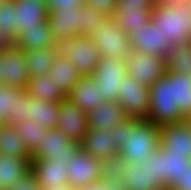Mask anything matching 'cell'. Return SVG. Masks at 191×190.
<instances>
[{
    "instance_id": "cell-1",
    "label": "cell",
    "mask_w": 191,
    "mask_h": 190,
    "mask_svg": "<svg viewBox=\"0 0 191 190\" xmlns=\"http://www.w3.org/2000/svg\"><path fill=\"white\" fill-rule=\"evenodd\" d=\"M191 119V75L165 71L150 86L148 120L158 126Z\"/></svg>"
},
{
    "instance_id": "cell-2",
    "label": "cell",
    "mask_w": 191,
    "mask_h": 190,
    "mask_svg": "<svg viewBox=\"0 0 191 190\" xmlns=\"http://www.w3.org/2000/svg\"><path fill=\"white\" fill-rule=\"evenodd\" d=\"M110 132L119 153L127 161L141 164L160 146V126L147 119L128 118Z\"/></svg>"
},
{
    "instance_id": "cell-3",
    "label": "cell",
    "mask_w": 191,
    "mask_h": 190,
    "mask_svg": "<svg viewBox=\"0 0 191 190\" xmlns=\"http://www.w3.org/2000/svg\"><path fill=\"white\" fill-rule=\"evenodd\" d=\"M151 20L172 45L191 43V0L156 2Z\"/></svg>"
},
{
    "instance_id": "cell-4",
    "label": "cell",
    "mask_w": 191,
    "mask_h": 190,
    "mask_svg": "<svg viewBox=\"0 0 191 190\" xmlns=\"http://www.w3.org/2000/svg\"><path fill=\"white\" fill-rule=\"evenodd\" d=\"M59 53L75 64L83 75H92L101 56L94 40L87 35H76L58 43Z\"/></svg>"
},
{
    "instance_id": "cell-5",
    "label": "cell",
    "mask_w": 191,
    "mask_h": 190,
    "mask_svg": "<svg viewBox=\"0 0 191 190\" xmlns=\"http://www.w3.org/2000/svg\"><path fill=\"white\" fill-rule=\"evenodd\" d=\"M147 160H151L152 180L157 189L170 187L191 162L183 154L165 152L160 146Z\"/></svg>"
},
{
    "instance_id": "cell-6",
    "label": "cell",
    "mask_w": 191,
    "mask_h": 190,
    "mask_svg": "<svg viewBox=\"0 0 191 190\" xmlns=\"http://www.w3.org/2000/svg\"><path fill=\"white\" fill-rule=\"evenodd\" d=\"M118 92L117 101L128 118L148 120L150 87L126 74L121 80Z\"/></svg>"
},
{
    "instance_id": "cell-7",
    "label": "cell",
    "mask_w": 191,
    "mask_h": 190,
    "mask_svg": "<svg viewBox=\"0 0 191 190\" xmlns=\"http://www.w3.org/2000/svg\"><path fill=\"white\" fill-rule=\"evenodd\" d=\"M88 36L94 40L101 57L125 60L131 51L130 36L122 31L113 18L102 31L90 33Z\"/></svg>"
},
{
    "instance_id": "cell-8",
    "label": "cell",
    "mask_w": 191,
    "mask_h": 190,
    "mask_svg": "<svg viewBox=\"0 0 191 190\" xmlns=\"http://www.w3.org/2000/svg\"><path fill=\"white\" fill-rule=\"evenodd\" d=\"M165 60L164 57H158L151 53L143 54L131 49L128 57L125 59L126 70L128 74L142 85L150 87L164 75L166 71Z\"/></svg>"
},
{
    "instance_id": "cell-9",
    "label": "cell",
    "mask_w": 191,
    "mask_h": 190,
    "mask_svg": "<svg viewBox=\"0 0 191 190\" xmlns=\"http://www.w3.org/2000/svg\"><path fill=\"white\" fill-rule=\"evenodd\" d=\"M126 74L125 60L101 57L92 76L99 85L104 101H117L121 80Z\"/></svg>"
},
{
    "instance_id": "cell-10",
    "label": "cell",
    "mask_w": 191,
    "mask_h": 190,
    "mask_svg": "<svg viewBox=\"0 0 191 190\" xmlns=\"http://www.w3.org/2000/svg\"><path fill=\"white\" fill-rule=\"evenodd\" d=\"M68 184L73 189L101 180L100 162L79 147L67 163Z\"/></svg>"
},
{
    "instance_id": "cell-11",
    "label": "cell",
    "mask_w": 191,
    "mask_h": 190,
    "mask_svg": "<svg viewBox=\"0 0 191 190\" xmlns=\"http://www.w3.org/2000/svg\"><path fill=\"white\" fill-rule=\"evenodd\" d=\"M129 36L131 49L143 54L151 53L166 59L172 49V44L166 41L159 26H156L152 20L144 23L139 29H134Z\"/></svg>"
},
{
    "instance_id": "cell-12",
    "label": "cell",
    "mask_w": 191,
    "mask_h": 190,
    "mask_svg": "<svg viewBox=\"0 0 191 190\" xmlns=\"http://www.w3.org/2000/svg\"><path fill=\"white\" fill-rule=\"evenodd\" d=\"M28 93L17 87L0 84V124L17 125L26 121Z\"/></svg>"
},
{
    "instance_id": "cell-13",
    "label": "cell",
    "mask_w": 191,
    "mask_h": 190,
    "mask_svg": "<svg viewBox=\"0 0 191 190\" xmlns=\"http://www.w3.org/2000/svg\"><path fill=\"white\" fill-rule=\"evenodd\" d=\"M80 147V142L73 141L57 128H49L41 140L38 150L32 158L58 159L68 161Z\"/></svg>"
},
{
    "instance_id": "cell-14",
    "label": "cell",
    "mask_w": 191,
    "mask_h": 190,
    "mask_svg": "<svg viewBox=\"0 0 191 190\" xmlns=\"http://www.w3.org/2000/svg\"><path fill=\"white\" fill-rule=\"evenodd\" d=\"M1 57L2 84L25 90L30 79L26 68L25 52L12 44L10 47L1 50Z\"/></svg>"
},
{
    "instance_id": "cell-15",
    "label": "cell",
    "mask_w": 191,
    "mask_h": 190,
    "mask_svg": "<svg viewBox=\"0 0 191 190\" xmlns=\"http://www.w3.org/2000/svg\"><path fill=\"white\" fill-rule=\"evenodd\" d=\"M57 129L70 139L81 142L89 129L87 114L67 96L60 100Z\"/></svg>"
},
{
    "instance_id": "cell-16",
    "label": "cell",
    "mask_w": 191,
    "mask_h": 190,
    "mask_svg": "<svg viewBox=\"0 0 191 190\" xmlns=\"http://www.w3.org/2000/svg\"><path fill=\"white\" fill-rule=\"evenodd\" d=\"M160 147L191 160V119L160 126Z\"/></svg>"
},
{
    "instance_id": "cell-17",
    "label": "cell",
    "mask_w": 191,
    "mask_h": 190,
    "mask_svg": "<svg viewBox=\"0 0 191 190\" xmlns=\"http://www.w3.org/2000/svg\"><path fill=\"white\" fill-rule=\"evenodd\" d=\"M48 10V26L57 43L81 35V8Z\"/></svg>"
},
{
    "instance_id": "cell-18",
    "label": "cell",
    "mask_w": 191,
    "mask_h": 190,
    "mask_svg": "<svg viewBox=\"0 0 191 190\" xmlns=\"http://www.w3.org/2000/svg\"><path fill=\"white\" fill-rule=\"evenodd\" d=\"M68 161L58 159L32 158V171L41 189L55 188L68 184Z\"/></svg>"
},
{
    "instance_id": "cell-19",
    "label": "cell",
    "mask_w": 191,
    "mask_h": 190,
    "mask_svg": "<svg viewBox=\"0 0 191 190\" xmlns=\"http://www.w3.org/2000/svg\"><path fill=\"white\" fill-rule=\"evenodd\" d=\"M14 4L16 35L24 28L37 27L42 21L48 20L46 2H37L36 0H14Z\"/></svg>"
},
{
    "instance_id": "cell-20",
    "label": "cell",
    "mask_w": 191,
    "mask_h": 190,
    "mask_svg": "<svg viewBox=\"0 0 191 190\" xmlns=\"http://www.w3.org/2000/svg\"><path fill=\"white\" fill-rule=\"evenodd\" d=\"M99 85L92 75L82 76L73 86L68 97L86 114L100 106L104 100Z\"/></svg>"
},
{
    "instance_id": "cell-21",
    "label": "cell",
    "mask_w": 191,
    "mask_h": 190,
    "mask_svg": "<svg viewBox=\"0 0 191 190\" xmlns=\"http://www.w3.org/2000/svg\"><path fill=\"white\" fill-rule=\"evenodd\" d=\"M89 128L111 130L115 125L122 124L128 119L123 107L118 101H104L87 114Z\"/></svg>"
},
{
    "instance_id": "cell-22",
    "label": "cell",
    "mask_w": 191,
    "mask_h": 190,
    "mask_svg": "<svg viewBox=\"0 0 191 190\" xmlns=\"http://www.w3.org/2000/svg\"><path fill=\"white\" fill-rule=\"evenodd\" d=\"M80 147L95 159L101 160L119 153L113 134L107 129H88Z\"/></svg>"
},
{
    "instance_id": "cell-23",
    "label": "cell",
    "mask_w": 191,
    "mask_h": 190,
    "mask_svg": "<svg viewBox=\"0 0 191 190\" xmlns=\"http://www.w3.org/2000/svg\"><path fill=\"white\" fill-rule=\"evenodd\" d=\"M13 44L23 51L27 49H46L58 46L48 26V20L42 21L37 27L24 28Z\"/></svg>"
},
{
    "instance_id": "cell-24",
    "label": "cell",
    "mask_w": 191,
    "mask_h": 190,
    "mask_svg": "<svg viewBox=\"0 0 191 190\" xmlns=\"http://www.w3.org/2000/svg\"><path fill=\"white\" fill-rule=\"evenodd\" d=\"M126 190H156L152 180L151 160L145 159L141 164L127 161L125 171L121 177Z\"/></svg>"
},
{
    "instance_id": "cell-25",
    "label": "cell",
    "mask_w": 191,
    "mask_h": 190,
    "mask_svg": "<svg viewBox=\"0 0 191 190\" xmlns=\"http://www.w3.org/2000/svg\"><path fill=\"white\" fill-rule=\"evenodd\" d=\"M48 76L53 79L61 91L68 96L73 86L83 75L79 72L75 64L58 53L52 68L49 70Z\"/></svg>"
},
{
    "instance_id": "cell-26",
    "label": "cell",
    "mask_w": 191,
    "mask_h": 190,
    "mask_svg": "<svg viewBox=\"0 0 191 190\" xmlns=\"http://www.w3.org/2000/svg\"><path fill=\"white\" fill-rule=\"evenodd\" d=\"M32 169V157L16 158L0 153V189L7 190Z\"/></svg>"
},
{
    "instance_id": "cell-27",
    "label": "cell",
    "mask_w": 191,
    "mask_h": 190,
    "mask_svg": "<svg viewBox=\"0 0 191 190\" xmlns=\"http://www.w3.org/2000/svg\"><path fill=\"white\" fill-rule=\"evenodd\" d=\"M25 91L32 98L48 102H59L67 97L48 74L30 76Z\"/></svg>"
},
{
    "instance_id": "cell-28",
    "label": "cell",
    "mask_w": 191,
    "mask_h": 190,
    "mask_svg": "<svg viewBox=\"0 0 191 190\" xmlns=\"http://www.w3.org/2000/svg\"><path fill=\"white\" fill-rule=\"evenodd\" d=\"M0 153L16 158L32 157L16 126L7 123L0 124Z\"/></svg>"
},
{
    "instance_id": "cell-29",
    "label": "cell",
    "mask_w": 191,
    "mask_h": 190,
    "mask_svg": "<svg viewBox=\"0 0 191 190\" xmlns=\"http://www.w3.org/2000/svg\"><path fill=\"white\" fill-rule=\"evenodd\" d=\"M59 102H48L28 96V119L37 120L42 126L49 128L57 127Z\"/></svg>"
},
{
    "instance_id": "cell-30",
    "label": "cell",
    "mask_w": 191,
    "mask_h": 190,
    "mask_svg": "<svg viewBox=\"0 0 191 190\" xmlns=\"http://www.w3.org/2000/svg\"><path fill=\"white\" fill-rule=\"evenodd\" d=\"M25 52L26 68L29 75L48 74L53 62L59 53V47L46 49H27Z\"/></svg>"
},
{
    "instance_id": "cell-31",
    "label": "cell",
    "mask_w": 191,
    "mask_h": 190,
    "mask_svg": "<svg viewBox=\"0 0 191 190\" xmlns=\"http://www.w3.org/2000/svg\"><path fill=\"white\" fill-rule=\"evenodd\" d=\"M152 10L143 8H126L125 10H115L112 18L117 25L130 35L134 29H139L142 25L151 20Z\"/></svg>"
},
{
    "instance_id": "cell-32",
    "label": "cell",
    "mask_w": 191,
    "mask_h": 190,
    "mask_svg": "<svg viewBox=\"0 0 191 190\" xmlns=\"http://www.w3.org/2000/svg\"><path fill=\"white\" fill-rule=\"evenodd\" d=\"M165 63L166 71L191 75V43L173 44Z\"/></svg>"
},
{
    "instance_id": "cell-33",
    "label": "cell",
    "mask_w": 191,
    "mask_h": 190,
    "mask_svg": "<svg viewBox=\"0 0 191 190\" xmlns=\"http://www.w3.org/2000/svg\"><path fill=\"white\" fill-rule=\"evenodd\" d=\"M46 130V127L42 126L40 122L37 123V120L34 119H27L16 125L17 133L23 138L32 155L38 150Z\"/></svg>"
},
{
    "instance_id": "cell-34",
    "label": "cell",
    "mask_w": 191,
    "mask_h": 190,
    "mask_svg": "<svg viewBox=\"0 0 191 190\" xmlns=\"http://www.w3.org/2000/svg\"><path fill=\"white\" fill-rule=\"evenodd\" d=\"M111 18L84 4L81 8V35L99 33Z\"/></svg>"
},
{
    "instance_id": "cell-35",
    "label": "cell",
    "mask_w": 191,
    "mask_h": 190,
    "mask_svg": "<svg viewBox=\"0 0 191 190\" xmlns=\"http://www.w3.org/2000/svg\"><path fill=\"white\" fill-rule=\"evenodd\" d=\"M14 5V0L0 3V29L12 42L17 38L15 33Z\"/></svg>"
},
{
    "instance_id": "cell-36",
    "label": "cell",
    "mask_w": 191,
    "mask_h": 190,
    "mask_svg": "<svg viewBox=\"0 0 191 190\" xmlns=\"http://www.w3.org/2000/svg\"><path fill=\"white\" fill-rule=\"evenodd\" d=\"M100 162V176L101 180L106 177L121 178L126 168L127 160L121 156L120 153L105 157Z\"/></svg>"
},
{
    "instance_id": "cell-37",
    "label": "cell",
    "mask_w": 191,
    "mask_h": 190,
    "mask_svg": "<svg viewBox=\"0 0 191 190\" xmlns=\"http://www.w3.org/2000/svg\"><path fill=\"white\" fill-rule=\"evenodd\" d=\"M75 190H126L125 183L119 177H106L98 182L88 184Z\"/></svg>"
},
{
    "instance_id": "cell-38",
    "label": "cell",
    "mask_w": 191,
    "mask_h": 190,
    "mask_svg": "<svg viewBox=\"0 0 191 190\" xmlns=\"http://www.w3.org/2000/svg\"><path fill=\"white\" fill-rule=\"evenodd\" d=\"M7 190H42L37 182V177L31 170L16 180Z\"/></svg>"
},
{
    "instance_id": "cell-39",
    "label": "cell",
    "mask_w": 191,
    "mask_h": 190,
    "mask_svg": "<svg viewBox=\"0 0 191 190\" xmlns=\"http://www.w3.org/2000/svg\"><path fill=\"white\" fill-rule=\"evenodd\" d=\"M118 0H84L89 7L95 8L99 13L112 17L116 10Z\"/></svg>"
},
{
    "instance_id": "cell-40",
    "label": "cell",
    "mask_w": 191,
    "mask_h": 190,
    "mask_svg": "<svg viewBox=\"0 0 191 190\" xmlns=\"http://www.w3.org/2000/svg\"><path fill=\"white\" fill-rule=\"evenodd\" d=\"M155 5V0H118L116 10H125L126 8H143L144 10H152Z\"/></svg>"
},
{
    "instance_id": "cell-41",
    "label": "cell",
    "mask_w": 191,
    "mask_h": 190,
    "mask_svg": "<svg viewBox=\"0 0 191 190\" xmlns=\"http://www.w3.org/2000/svg\"><path fill=\"white\" fill-rule=\"evenodd\" d=\"M84 3V0H47V10L71 9Z\"/></svg>"
},
{
    "instance_id": "cell-42",
    "label": "cell",
    "mask_w": 191,
    "mask_h": 190,
    "mask_svg": "<svg viewBox=\"0 0 191 190\" xmlns=\"http://www.w3.org/2000/svg\"><path fill=\"white\" fill-rule=\"evenodd\" d=\"M172 190H191V162L185 172L169 187Z\"/></svg>"
},
{
    "instance_id": "cell-43",
    "label": "cell",
    "mask_w": 191,
    "mask_h": 190,
    "mask_svg": "<svg viewBox=\"0 0 191 190\" xmlns=\"http://www.w3.org/2000/svg\"><path fill=\"white\" fill-rule=\"evenodd\" d=\"M12 44L13 42L0 29V51L10 47Z\"/></svg>"
},
{
    "instance_id": "cell-44",
    "label": "cell",
    "mask_w": 191,
    "mask_h": 190,
    "mask_svg": "<svg viewBox=\"0 0 191 190\" xmlns=\"http://www.w3.org/2000/svg\"><path fill=\"white\" fill-rule=\"evenodd\" d=\"M42 190H75V189H73L69 184H65V185H58L55 188H48Z\"/></svg>"
},
{
    "instance_id": "cell-45",
    "label": "cell",
    "mask_w": 191,
    "mask_h": 190,
    "mask_svg": "<svg viewBox=\"0 0 191 190\" xmlns=\"http://www.w3.org/2000/svg\"><path fill=\"white\" fill-rule=\"evenodd\" d=\"M1 74H2V57H1V51H0V84L3 82L1 81Z\"/></svg>"
},
{
    "instance_id": "cell-46",
    "label": "cell",
    "mask_w": 191,
    "mask_h": 190,
    "mask_svg": "<svg viewBox=\"0 0 191 190\" xmlns=\"http://www.w3.org/2000/svg\"><path fill=\"white\" fill-rule=\"evenodd\" d=\"M156 2H172L173 0H155Z\"/></svg>"
},
{
    "instance_id": "cell-47",
    "label": "cell",
    "mask_w": 191,
    "mask_h": 190,
    "mask_svg": "<svg viewBox=\"0 0 191 190\" xmlns=\"http://www.w3.org/2000/svg\"><path fill=\"white\" fill-rule=\"evenodd\" d=\"M156 190H172V189L169 188V187H165V188H159V189H156Z\"/></svg>"
},
{
    "instance_id": "cell-48",
    "label": "cell",
    "mask_w": 191,
    "mask_h": 190,
    "mask_svg": "<svg viewBox=\"0 0 191 190\" xmlns=\"http://www.w3.org/2000/svg\"><path fill=\"white\" fill-rule=\"evenodd\" d=\"M37 2H47V0H36Z\"/></svg>"
}]
</instances>
